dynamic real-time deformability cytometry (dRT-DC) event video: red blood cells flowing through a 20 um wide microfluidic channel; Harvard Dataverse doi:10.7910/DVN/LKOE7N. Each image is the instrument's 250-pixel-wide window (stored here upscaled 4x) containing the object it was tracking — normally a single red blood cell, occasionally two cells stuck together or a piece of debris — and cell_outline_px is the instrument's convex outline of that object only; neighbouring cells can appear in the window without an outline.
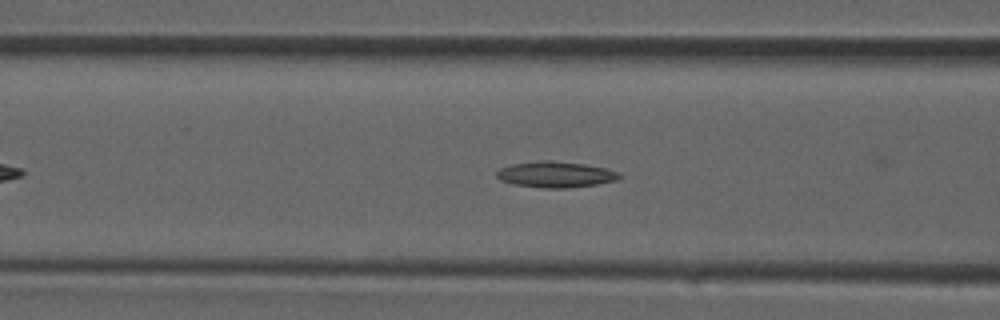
{"species": "common noctule bat (a hibernating species)", "species_latin": "Nyctalus noctula", "temperature_condition": "room temperature", "stored_images_in_passage": 33, "camera_frame_rate_fps": 3000, "um_per_image_px": 0.085, "animal": {"sex": "male", "forearm_length_mm": 52.5}, "frame": {"image": 1, "passage_image": 10, "time_ms": 3.0, "image_size_px": [1000, 320], "cell_outline_px": [[620, 176], [616, 180], [596, 184], [564, 188], [540, 188], [512, 184], [500, 180], [496, 176], [496, 172], [500, 168], [512, 164], [540, 160], [552, 160], [584, 164], [604, 168], [620, 172]], "centroid_in_image_um": [47.17, 14.83], "position_along_channel_um": 119.4, "area_um2": 18.55}}
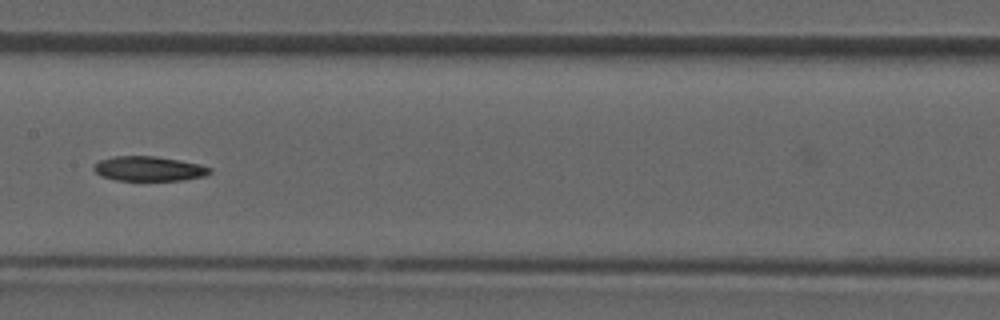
{"frame": {"image": 2, "passage_image": 14, "time_ms": 4.333, "image_size_px": [1000, 320], "cell_outline_px": [[212, 172], [204, 176], [184, 180], [116, 180], [100, 176], [92, 168], [100, 160], [112, 156], [156, 156], [180, 160], [200, 164], [212, 168]], "centroid_in_image_um": [12.67, 14.33], "position_along_channel_um": 194.7, "area_um2": 16.76}}
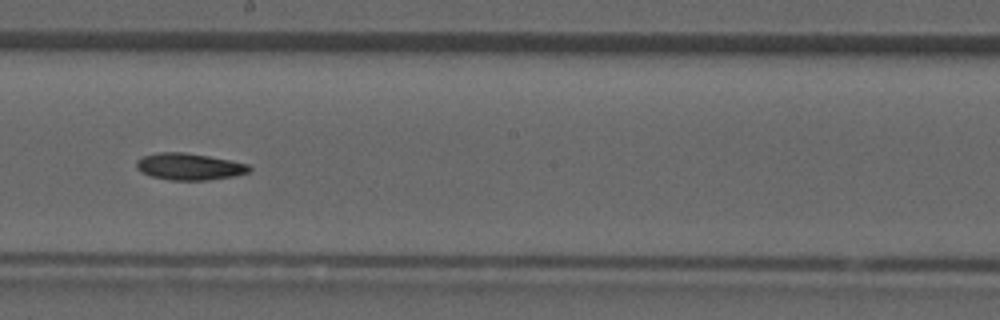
{"frame": {"image": 3, "passage_image": 16, "time_ms": 5.0, "image_size_px": [1000, 320], "cell_outline_px": [[252, 168], [248, 172], [232, 176], [208, 180], [172, 180], [152, 176], [140, 172], [136, 168], [136, 160], [144, 156], [156, 152], [184, 152], [208, 156], [248, 164]], "centroid_in_image_um": [16.04, 14.15], "position_along_channel_um": 232.2, "area_um2": 17.46}}